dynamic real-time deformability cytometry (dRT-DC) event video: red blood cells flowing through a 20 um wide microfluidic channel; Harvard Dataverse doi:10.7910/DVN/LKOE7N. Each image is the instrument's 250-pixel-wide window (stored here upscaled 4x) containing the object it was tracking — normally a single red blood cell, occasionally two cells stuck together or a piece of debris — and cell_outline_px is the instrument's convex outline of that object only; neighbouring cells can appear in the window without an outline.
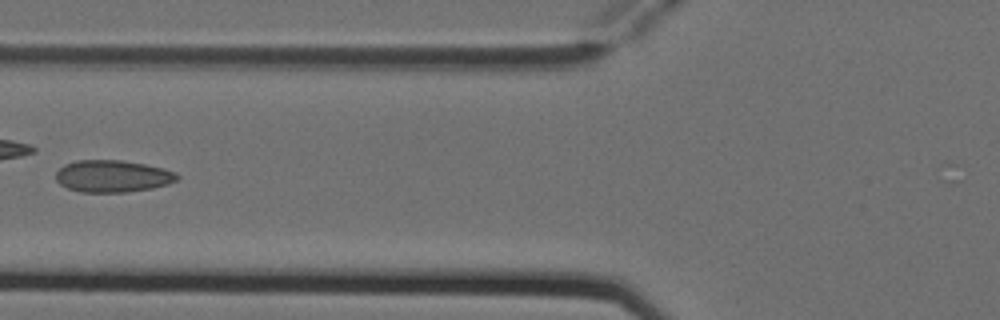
{"species": "Egyptian fruit bat (a non-hibernating species)", "species_latin": "Rousettus aegyptiacus", "temperature_condition": "cold", "stored_images_in_passage": 8, "camera_frame_rate_fps": 3000, "um_per_image_px": 0.085, "animal": {"sex": "female"}, "frame": {"image": 1, "passage_image": 6, "time_ms": 1.667, "image_size_px": [1000, 320], "cell_outline_px": [[180, 176], [176, 180], [168, 184], [152, 188], [124, 192], [80, 192], [68, 188], [60, 184], [56, 180], [56, 172], [64, 164], [76, 160], [120, 160], [144, 164], [164, 168], [176, 172]], "centroid_in_image_um": [9.57, 14.97], "position_along_channel_um": 116.2, "area_um2": 22.66}}
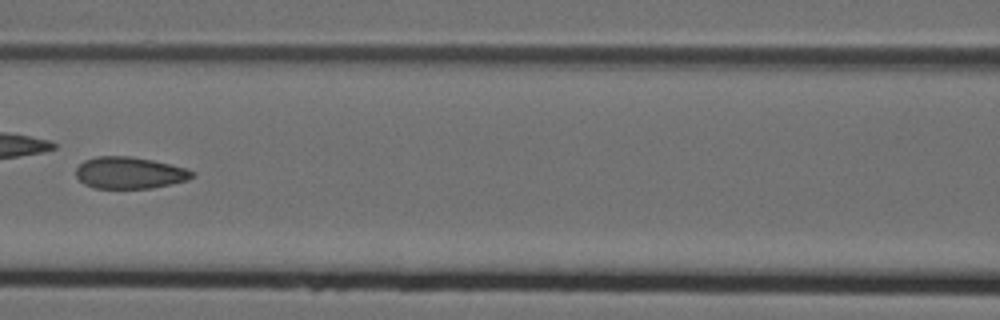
{"frame": {"image": 2, "passage_image": 7, "time_ms": 2.0, "image_size_px": [1000, 320], "cell_outline_px": [[196, 176], [188, 180], [152, 188], [92, 188], [84, 184], [76, 176], [76, 168], [84, 160], [96, 156], [128, 156], [152, 160], [184, 168], [196, 172]], "centroid_in_image_um": [11.0, 14.69], "position_along_channel_um": 155.6, "area_um2": 21.5}}
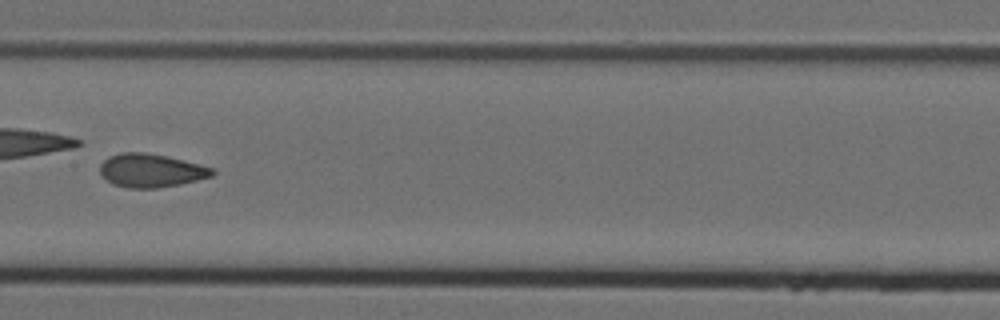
{"frame": {"image": 3, "passage_image": 8, "time_ms": 2.333, "image_size_px": [1000, 320], "cell_outline_px": [[216, 172], [212, 176], [180, 184], [156, 188], [128, 188], [112, 184], [100, 172], [100, 164], [108, 156], [120, 152], [144, 152], [168, 156], [216, 168]], "centroid_in_image_um": [12.85, 14.48], "position_along_channel_um": 194.5, "area_um2": 22.02}}